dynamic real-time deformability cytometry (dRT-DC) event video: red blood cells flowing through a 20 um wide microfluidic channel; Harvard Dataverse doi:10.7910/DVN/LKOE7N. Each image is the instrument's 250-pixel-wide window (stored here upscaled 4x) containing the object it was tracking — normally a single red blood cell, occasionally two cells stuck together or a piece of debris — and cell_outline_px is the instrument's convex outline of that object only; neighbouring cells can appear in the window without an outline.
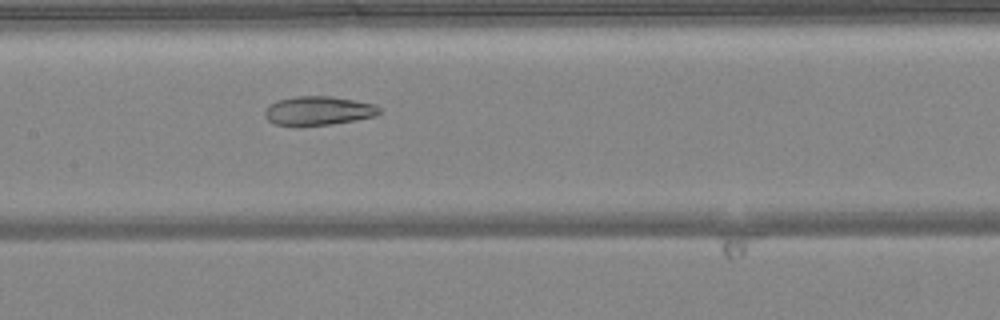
{"species": "common noctule bat (a hibernating species)", "species_latin": "Nyctalus noctula", "temperature_condition": "warm", "stored_images_in_passage": 49, "camera_frame_rate_fps": 3000, "um_per_image_px": 0.085, "animal": {"sex": "female", "body_mass_g": 24.6, "forearm_length_mm": 56.2}, "frame": {"image": 1, "passage_image": 24, "time_ms": 7.667, "image_size_px": [1000, 320], "cell_outline_px": [[384, 112], [376, 116], [356, 120], [332, 124], [272, 124], [264, 116], [264, 112], [268, 104], [276, 100], [296, 96], [328, 96], [356, 100], [376, 104]], "centroid_in_image_um": [27.1, 9.39], "position_along_channel_um": 180.3, "area_um2": 19.31}}
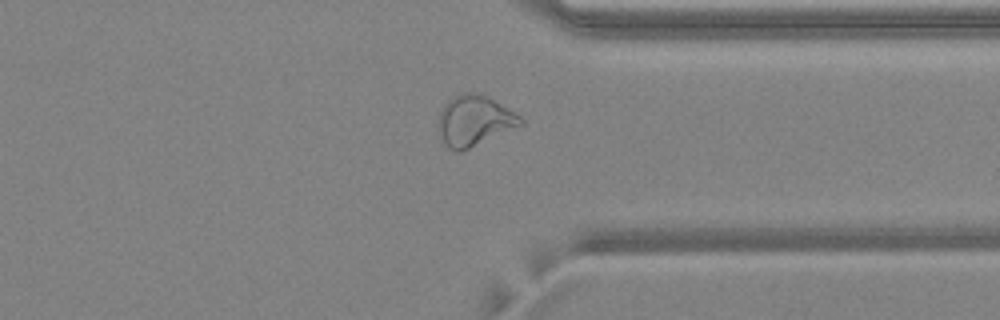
{"frame": {"image": 2, "passage_image": 38, "time_ms": 12.333, "image_size_px": [1000, 320], "cell_outline_px": [[524, 124], [460, 152], [456, 152], [448, 148], [444, 144], [436, 124], [440, 112], [448, 100], [452, 96], [464, 92], [472, 92], [488, 96], [508, 108], [520, 116], [524, 120]], "centroid_in_image_um": [40.29, 10.25], "position_along_channel_um": 371.1, "area_um2": 24.28}}
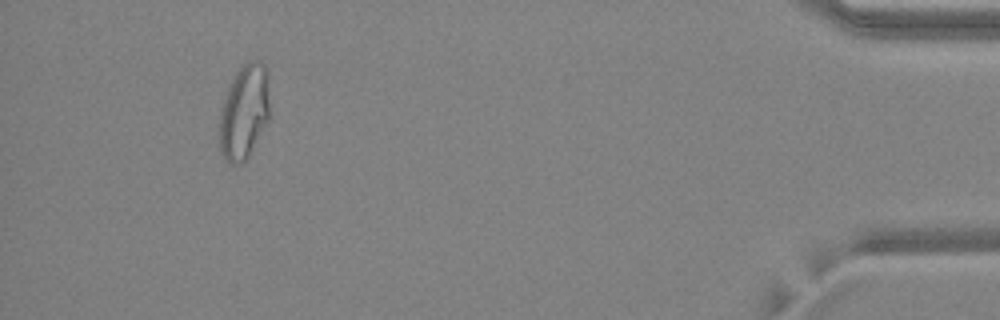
{"frame": {"image": 3, "passage_image": 46, "time_ms": 15.0, "image_size_px": [1000, 320], "cell_outline_px": [[268, 120], [248, 160], [240, 164], [232, 164], [224, 160], [220, 152], [220, 108], [228, 84], [236, 72], [248, 60], [260, 60], [268, 68]], "centroid_in_image_um": [20.74, 9.51], "position_along_channel_um": 414.5, "area_um2": 28.26}, "authors_computed_cell_mechanics": {"area_um2": 25.721, "velocity_mm_per_s": 4.1377, "shape_relaxation_time_tau1_ms": null, "shape_relaxation_time_tau2_ms": 2.2547, "deformation_change_tau1": null, "deformation_change_tau2": 0.0916}}